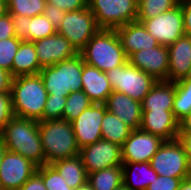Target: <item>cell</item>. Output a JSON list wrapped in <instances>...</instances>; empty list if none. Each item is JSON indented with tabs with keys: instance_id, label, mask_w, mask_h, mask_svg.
Wrapping results in <instances>:
<instances>
[{
	"instance_id": "obj_1",
	"label": "cell",
	"mask_w": 191,
	"mask_h": 190,
	"mask_svg": "<svg viewBox=\"0 0 191 190\" xmlns=\"http://www.w3.org/2000/svg\"><path fill=\"white\" fill-rule=\"evenodd\" d=\"M0 138L8 151L22 155L37 167L46 164L38 121L13 116L0 130Z\"/></svg>"
},
{
	"instance_id": "obj_2",
	"label": "cell",
	"mask_w": 191,
	"mask_h": 190,
	"mask_svg": "<svg viewBox=\"0 0 191 190\" xmlns=\"http://www.w3.org/2000/svg\"><path fill=\"white\" fill-rule=\"evenodd\" d=\"M11 95L14 116L42 119L48 92L40 74L13 77Z\"/></svg>"
},
{
	"instance_id": "obj_3",
	"label": "cell",
	"mask_w": 191,
	"mask_h": 190,
	"mask_svg": "<svg viewBox=\"0 0 191 190\" xmlns=\"http://www.w3.org/2000/svg\"><path fill=\"white\" fill-rule=\"evenodd\" d=\"M79 53L84 63L102 72L124 65L128 61L115 29H100Z\"/></svg>"
},
{
	"instance_id": "obj_4",
	"label": "cell",
	"mask_w": 191,
	"mask_h": 190,
	"mask_svg": "<svg viewBox=\"0 0 191 190\" xmlns=\"http://www.w3.org/2000/svg\"><path fill=\"white\" fill-rule=\"evenodd\" d=\"M46 164L79 155L73 126L64 119L38 121Z\"/></svg>"
},
{
	"instance_id": "obj_5",
	"label": "cell",
	"mask_w": 191,
	"mask_h": 190,
	"mask_svg": "<svg viewBox=\"0 0 191 190\" xmlns=\"http://www.w3.org/2000/svg\"><path fill=\"white\" fill-rule=\"evenodd\" d=\"M83 58L77 54L39 72L48 95L68 96L70 92L82 90Z\"/></svg>"
},
{
	"instance_id": "obj_6",
	"label": "cell",
	"mask_w": 191,
	"mask_h": 190,
	"mask_svg": "<svg viewBox=\"0 0 191 190\" xmlns=\"http://www.w3.org/2000/svg\"><path fill=\"white\" fill-rule=\"evenodd\" d=\"M106 74L113 91L124 93L140 102L157 82L153 76L132 66L129 61L112 68Z\"/></svg>"
},
{
	"instance_id": "obj_7",
	"label": "cell",
	"mask_w": 191,
	"mask_h": 190,
	"mask_svg": "<svg viewBox=\"0 0 191 190\" xmlns=\"http://www.w3.org/2000/svg\"><path fill=\"white\" fill-rule=\"evenodd\" d=\"M101 29H116L137 20L138 0H87Z\"/></svg>"
},
{
	"instance_id": "obj_8",
	"label": "cell",
	"mask_w": 191,
	"mask_h": 190,
	"mask_svg": "<svg viewBox=\"0 0 191 190\" xmlns=\"http://www.w3.org/2000/svg\"><path fill=\"white\" fill-rule=\"evenodd\" d=\"M150 164L159 176L174 178L191 177L187 154L177 139L164 141L151 158Z\"/></svg>"
},
{
	"instance_id": "obj_9",
	"label": "cell",
	"mask_w": 191,
	"mask_h": 190,
	"mask_svg": "<svg viewBox=\"0 0 191 190\" xmlns=\"http://www.w3.org/2000/svg\"><path fill=\"white\" fill-rule=\"evenodd\" d=\"M101 28L88 6L84 9L66 12L57 32L68 39L80 52L92 36Z\"/></svg>"
},
{
	"instance_id": "obj_10",
	"label": "cell",
	"mask_w": 191,
	"mask_h": 190,
	"mask_svg": "<svg viewBox=\"0 0 191 190\" xmlns=\"http://www.w3.org/2000/svg\"><path fill=\"white\" fill-rule=\"evenodd\" d=\"M162 46H170L185 35L184 18L180 3L162 14L150 19H137Z\"/></svg>"
},
{
	"instance_id": "obj_11",
	"label": "cell",
	"mask_w": 191,
	"mask_h": 190,
	"mask_svg": "<svg viewBox=\"0 0 191 190\" xmlns=\"http://www.w3.org/2000/svg\"><path fill=\"white\" fill-rule=\"evenodd\" d=\"M79 156L87 174L109 167L122 166L121 146L104 139L82 147Z\"/></svg>"
},
{
	"instance_id": "obj_12",
	"label": "cell",
	"mask_w": 191,
	"mask_h": 190,
	"mask_svg": "<svg viewBox=\"0 0 191 190\" xmlns=\"http://www.w3.org/2000/svg\"><path fill=\"white\" fill-rule=\"evenodd\" d=\"M36 170L30 160L6 150L0 164V190H18Z\"/></svg>"
},
{
	"instance_id": "obj_13",
	"label": "cell",
	"mask_w": 191,
	"mask_h": 190,
	"mask_svg": "<svg viewBox=\"0 0 191 190\" xmlns=\"http://www.w3.org/2000/svg\"><path fill=\"white\" fill-rule=\"evenodd\" d=\"M106 111L105 104L93 103L71 122L80 149L102 139L101 122Z\"/></svg>"
},
{
	"instance_id": "obj_14",
	"label": "cell",
	"mask_w": 191,
	"mask_h": 190,
	"mask_svg": "<svg viewBox=\"0 0 191 190\" xmlns=\"http://www.w3.org/2000/svg\"><path fill=\"white\" fill-rule=\"evenodd\" d=\"M164 141L140 129L132 130L121 146L122 162H150Z\"/></svg>"
},
{
	"instance_id": "obj_15",
	"label": "cell",
	"mask_w": 191,
	"mask_h": 190,
	"mask_svg": "<svg viewBox=\"0 0 191 190\" xmlns=\"http://www.w3.org/2000/svg\"><path fill=\"white\" fill-rule=\"evenodd\" d=\"M33 43L41 68L52 66L79 54L68 39L58 32Z\"/></svg>"
},
{
	"instance_id": "obj_16",
	"label": "cell",
	"mask_w": 191,
	"mask_h": 190,
	"mask_svg": "<svg viewBox=\"0 0 191 190\" xmlns=\"http://www.w3.org/2000/svg\"><path fill=\"white\" fill-rule=\"evenodd\" d=\"M132 66L153 76L157 81H167L169 52L166 46H156L133 53L128 58Z\"/></svg>"
},
{
	"instance_id": "obj_17",
	"label": "cell",
	"mask_w": 191,
	"mask_h": 190,
	"mask_svg": "<svg viewBox=\"0 0 191 190\" xmlns=\"http://www.w3.org/2000/svg\"><path fill=\"white\" fill-rule=\"evenodd\" d=\"M140 130L161 137L165 141L177 139L179 121L172 111L142 110Z\"/></svg>"
},
{
	"instance_id": "obj_18",
	"label": "cell",
	"mask_w": 191,
	"mask_h": 190,
	"mask_svg": "<svg viewBox=\"0 0 191 190\" xmlns=\"http://www.w3.org/2000/svg\"><path fill=\"white\" fill-rule=\"evenodd\" d=\"M108 112L118 116L132 130L140 128L142 104L124 93L113 91L104 103Z\"/></svg>"
},
{
	"instance_id": "obj_19",
	"label": "cell",
	"mask_w": 191,
	"mask_h": 190,
	"mask_svg": "<svg viewBox=\"0 0 191 190\" xmlns=\"http://www.w3.org/2000/svg\"><path fill=\"white\" fill-rule=\"evenodd\" d=\"M115 30L120 38L122 48L127 58L142 49L145 50L160 45L146 30L142 22L137 20L120 26Z\"/></svg>"
},
{
	"instance_id": "obj_20",
	"label": "cell",
	"mask_w": 191,
	"mask_h": 190,
	"mask_svg": "<svg viewBox=\"0 0 191 190\" xmlns=\"http://www.w3.org/2000/svg\"><path fill=\"white\" fill-rule=\"evenodd\" d=\"M15 37L24 41L34 42L49 37L57 32L44 14L34 17L12 15Z\"/></svg>"
},
{
	"instance_id": "obj_21",
	"label": "cell",
	"mask_w": 191,
	"mask_h": 190,
	"mask_svg": "<svg viewBox=\"0 0 191 190\" xmlns=\"http://www.w3.org/2000/svg\"><path fill=\"white\" fill-rule=\"evenodd\" d=\"M167 48L169 52L167 81L176 82L185 78L191 67V36L183 35Z\"/></svg>"
},
{
	"instance_id": "obj_22",
	"label": "cell",
	"mask_w": 191,
	"mask_h": 190,
	"mask_svg": "<svg viewBox=\"0 0 191 190\" xmlns=\"http://www.w3.org/2000/svg\"><path fill=\"white\" fill-rule=\"evenodd\" d=\"M82 91L93 103H105L107 97L113 92L106 72L90 66L83 61Z\"/></svg>"
},
{
	"instance_id": "obj_23",
	"label": "cell",
	"mask_w": 191,
	"mask_h": 190,
	"mask_svg": "<svg viewBox=\"0 0 191 190\" xmlns=\"http://www.w3.org/2000/svg\"><path fill=\"white\" fill-rule=\"evenodd\" d=\"M123 185L130 190H146L158 174L150 162H122Z\"/></svg>"
},
{
	"instance_id": "obj_24",
	"label": "cell",
	"mask_w": 191,
	"mask_h": 190,
	"mask_svg": "<svg viewBox=\"0 0 191 190\" xmlns=\"http://www.w3.org/2000/svg\"><path fill=\"white\" fill-rule=\"evenodd\" d=\"M175 97V82L157 81L144 97L142 110L172 111Z\"/></svg>"
},
{
	"instance_id": "obj_25",
	"label": "cell",
	"mask_w": 191,
	"mask_h": 190,
	"mask_svg": "<svg viewBox=\"0 0 191 190\" xmlns=\"http://www.w3.org/2000/svg\"><path fill=\"white\" fill-rule=\"evenodd\" d=\"M40 67L34 43L21 41L12 63V77L39 74Z\"/></svg>"
},
{
	"instance_id": "obj_26",
	"label": "cell",
	"mask_w": 191,
	"mask_h": 190,
	"mask_svg": "<svg viewBox=\"0 0 191 190\" xmlns=\"http://www.w3.org/2000/svg\"><path fill=\"white\" fill-rule=\"evenodd\" d=\"M51 165L60 173L66 184L73 190L88 182V174L79 155L57 160Z\"/></svg>"
},
{
	"instance_id": "obj_27",
	"label": "cell",
	"mask_w": 191,
	"mask_h": 190,
	"mask_svg": "<svg viewBox=\"0 0 191 190\" xmlns=\"http://www.w3.org/2000/svg\"><path fill=\"white\" fill-rule=\"evenodd\" d=\"M132 129L121 121L117 115L106 111L101 122L102 139L122 146Z\"/></svg>"
},
{
	"instance_id": "obj_28",
	"label": "cell",
	"mask_w": 191,
	"mask_h": 190,
	"mask_svg": "<svg viewBox=\"0 0 191 190\" xmlns=\"http://www.w3.org/2000/svg\"><path fill=\"white\" fill-rule=\"evenodd\" d=\"M88 183L93 190H115L123 185L122 166H114L88 174Z\"/></svg>"
},
{
	"instance_id": "obj_29",
	"label": "cell",
	"mask_w": 191,
	"mask_h": 190,
	"mask_svg": "<svg viewBox=\"0 0 191 190\" xmlns=\"http://www.w3.org/2000/svg\"><path fill=\"white\" fill-rule=\"evenodd\" d=\"M172 112L179 122L191 113V81L186 78L175 82Z\"/></svg>"
},
{
	"instance_id": "obj_30",
	"label": "cell",
	"mask_w": 191,
	"mask_h": 190,
	"mask_svg": "<svg viewBox=\"0 0 191 190\" xmlns=\"http://www.w3.org/2000/svg\"><path fill=\"white\" fill-rule=\"evenodd\" d=\"M92 104L93 102L82 90L70 92L67 96L63 119L71 123Z\"/></svg>"
},
{
	"instance_id": "obj_31",
	"label": "cell",
	"mask_w": 191,
	"mask_h": 190,
	"mask_svg": "<svg viewBox=\"0 0 191 190\" xmlns=\"http://www.w3.org/2000/svg\"><path fill=\"white\" fill-rule=\"evenodd\" d=\"M180 0H138L137 19H150L176 7Z\"/></svg>"
},
{
	"instance_id": "obj_32",
	"label": "cell",
	"mask_w": 191,
	"mask_h": 190,
	"mask_svg": "<svg viewBox=\"0 0 191 190\" xmlns=\"http://www.w3.org/2000/svg\"><path fill=\"white\" fill-rule=\"evenodd\" d=\"M46 0H7L8 13L34 17L44 13Z\"/></svg>"
},
{
	"instance_id": "obj_33",
	"label": "cell",
	"mask_w": 191,
	"mask_h": 190,
	"mask_svg": "<svg viewBox=\"0 0 191 190\" xmlns=\"http://www.w3.org/2000/svg\"><path fill=\"white\" fill-rule=\"evenodd\" d=\"M36 172L42 177L47 190H73L51 164L37 167Z\"/></svg>"
},
{
	"instance_id": "obj_34",
	"label": "cell",
	"mask_w": 191,
	"mask_h": 190,
	"mask_svg": "<svg viewBox=\"0 0 191 190\" xmlns=\"http://www.w3.org/2000/svg\"><path fill=\"white\" fill-rule=\"evenodd\" d=\"M22 40L17 37L0 40V68L10 72L12 76V63Z\"/></svg>"
},
{
	"instance_id": "obj_35",
	"label": "cell",
	"mask_w": 191,
	"mask_h": 190,
	"mask_svg": "<svg viewBox=\"0 0 191 190\" xmlns=\"http://www.w3.org/2000/svg\"><path fill=\"white\" fill-rule=\"evenodd\" d=\"M66 100L67 96L48 95L43 117L40 121L63 119Z\"/></svg>"
},
{
	"instance_id": "obj_36",
	"label": "cell",
	"mask_w": 191,
	"mask_h": 190,
	"mask_svg": "<svg viewBox=\"0 0 191 190\" xmlns=\"http://www.w3.org/2000/svg\"><path fill=\"white\" fill-rule=\"evenodd\" d=\"M183 179L158 175L146 190H178Z\"/></svg>"
},
{
	"instance_id": "obj_37",
	"label": "cell",
	"mask_w": 191,
	"mask_h": 190,
	"mask_svg": "<svg viewBox=\"0 0 191 190\" xmlns=\"http://www.w3.org/2000/svg\"><path fill=\"white\" fill-rule=\"evenodd\" d=\"M14 116L11 92L0 94V130Z\"/></svg>"
},
{
	"instance_id": "obj_38",
	"label": "cell",
	"mask_w": 191,
	"mask_h": 190,
	"mask_svg": "<svg viewBox=\"0 0 191 190\" xmlns=\"http://www.w3.org/2000/svg\"><path fill=\"white\" fill-rule=\"evenodd\" d=\"M46 3L54 5L64 12L76 11L87 7V0H46Z\"/></svg>"
},
{
	"instance_id": "obj_39",
	"label": "cell",
	"mask_w": 191,
	"mask_h": 190,
	"mask_svg": "<svg viewBox=\"0 0 191 190\" xmlns=\"http://www.w3.org/2000/svg\"><path fill=\"white\" fill-rule=\"evenodd\" d=\"M65 13L66 12L58 7L46 3L43 14L48 18L52 25L58 29L62 23V20L65 18Z\"/></svg>"
},
{
	"instance_id": "obj_40",
	"label": "cell",
	"mask_w": 191,
	"mask_h": 190,
	"mask_svg": "<svg viewBox=\"0 0 191 190\" xmlns=\"http://www.w3.org/2000/svg\"><path fill=\"white\" fill-rule=\"evenodd\" d=\"M15 28L11 14L0 18V40L15 37Z\"/></svg>"
},
{
	"instance_id": "obj_41",
	"label": "cell",
	"mask_w": 191,
	"mask_h": 190,
	"mask_svg": "<svg viewBox=\"0 0 191 190\" xmlns=\"http://www.w3.org/2000/svg\"><path fill=\"white\" fill-rule=\"evenodd\" d=\"M184 18L185 35L191 36V0H180Z\"/></svg>"
},
{
	"instance_id": "obj_42",
	"label": "cell",
	"mask_w": 191,
	"mask_h": 190,
	"mask_svg": "<svg viewBox=\"0 0 191 190\" xmlns=\"http://www.w3.org/2000/svg\"><path fill=\"white\" fill-rule=\"evenodd\" d=\"M18 190H47L42 177L35 172Z\"/></svg>"
},
{
	"instance_id": "obj_43",
	"label": "cell",
	"mask_w": 191,
	"mask_h": 190,
	"mask_svg": "<svg viewBox=\"0 0 191 190\" xmlns=\"http://www.w3.org/2000/svg\"><path fill=\"white\" fill-rule=\"evenodd\" d=\"M177 140L182 144L187 154V161L191 170V133H178Z\"/></svg>"
},
{
	"instance_id": "obj_44",
	"label": "cell",
	"mask_w": 191,
	"mask_h": 190,
	"mask_svg": "<svg viewBox=\"0 0 191 190\" xmlns=\"http://www.w3.org/2000/svg\"><path fill=\"white\" fill-rule=\"evenodd\" d=\"M12 78L10 72L0 68V94L11 92Z\"/></svg>"
},
{
	"instance_id": "obj_45",
	"label": "cell",
	"mask_w": 191,
	"mask_h": 190,
	"mask_svg": "<svg viewBox=\"0 0 191 190\" xmlns=\"http://www.w3.org/2000/svg\"><path fill=\"white\" fill-rule=\"evenodd\" d=\"M178 133H191V113L179 122Z\"/></svg>"
},
{
	"instance_id": "obj_46",
	"label": "cell",
	"mask_w": 191,
	"mask_h": 190,
	"mask_svg": "<svg viewBox=\"0 0 191 190\" xmlns=\"http://www.w3.org/2000/svg\"><path fill=\"white\" fill-rule=\"evenodd\" d=\"M178 190H191V177L183 179Z\"/></svg>"
},
{
	"instance_id": "obj_47",
	"label": "cell",
	"mask_w": 191,
	"mask_h": 190,
	"mask_svg": "<svg viewBox=\"0 0 191 190\" xmlns=\"http://www.w3.org/2000/svg\"><path fill=\"white\" fill-rule=\"evenodd\" d=\"M8 14L7 0H0V18Z\"/></svg>"
},
{
	"instance_id": "obj_48",
	"label": "cell",
	"mask_w": 191,
	"mask_h": 190,
	"mask_svg": "<svg viewBox=\"0 0 191 190\" xmlns=\"http://www.w3.org/2000/svg\"><path fill=\"white\" fill-rule=\"evenodd\" d=\"M7 148L3 142V140L0 138V164L3 157V154L6 152Z\"/></svg>"
},
{
	"instance_id": "obj_49",
	"label": "cell",
	"mask_w": 191,
	"mask_h": 190,
	"mask_svg": "<svg viewBox=\"0 0 191 190\" xmlns=\"http://www.w3.org/2000/svg\"><path fill=\"white\" fill-rule=\"evenodd\" d=\"M76 190H93L91 185L87 182L86 184L78 187Z\"/></svg>"
},
{
	"instance_id": "obj_50",
	"label": "cell",
	"mask_w": 191,
	"mask_h": 190,
	"mask_svg": "<svg viewBox=\"0 0 191 190\" xmlns=\"http://www.w3.org/2000/svg\"><path fill=\"white\" fill-rule=\"evenodd\" d=\"M115 190H130V189H128L124 185H121L120 187L116 188Z\"/></svg>"
},
{
	"instance_id": "obj_51",
	"label": "cell",
	"mask_w": 191,
	"mask_h": 190,
	"mask_svg": "<svg viewBox=\"0 0 191 190\" xmlns=\"http://www.w3.org/2000/svg\"><path fill=\"white\" fill-rule=\"evenodd\" d=\"M185 78L191 81V67H190L189 72Z\"/></svg>"
}]
</instances>
